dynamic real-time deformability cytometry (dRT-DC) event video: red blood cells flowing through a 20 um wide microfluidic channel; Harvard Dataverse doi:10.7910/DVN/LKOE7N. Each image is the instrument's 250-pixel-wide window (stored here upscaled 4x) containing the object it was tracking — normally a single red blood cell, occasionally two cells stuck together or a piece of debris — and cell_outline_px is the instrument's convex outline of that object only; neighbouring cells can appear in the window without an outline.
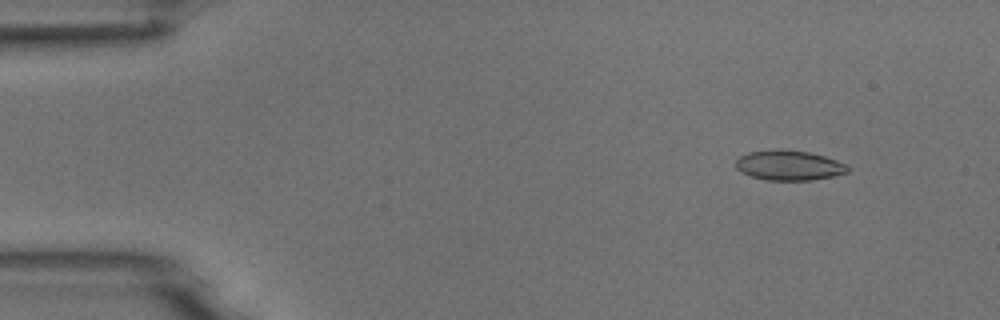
{"species": "common noctule bat (a hibernating species)", "species_latin": "Nyctalus noctula", "temperature_condition": "room temperature", "stored_images_in_passage": 4, "camera_frame_rate_fps": 3000, "um_per_image_px": 0.085, "animal": {"sex": "male", "body_mass_g": 18.8}, "frame": {"image": 1, "passage_image": 1, "time_ms": 0.0, "image_size_px": [1000, 320], "cell_outline_px": [[848, 172], [832, 176], [812, 180], [764, 180], [740, 172], [736, 168], [736, 160], [740, 156], [748, 152], [776, 148], [808, 152], [824, 156], [836, 160], [844, 164], [848, 168]], "centroid_in_image_um": [67.01, 14.04], "position_along_channel_um": 18.0, "area_um2": 19.54}}
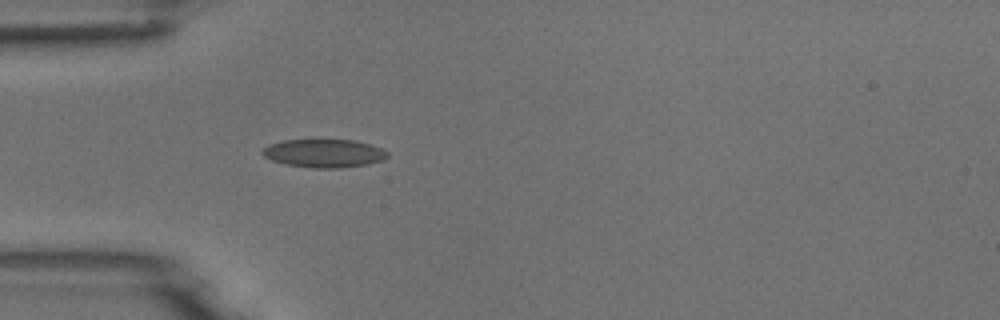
{"frame": {"image": 2, "passage_image": 4, "time_ms": 3.333, "image_size_px": [1000, 320], "cell_outline_px": [[388, 156], [384, 160], [368, 164], [340, 168], [312, 168], [288, 164], [272, 160], [264, 156], [260, 152], [268, 144], [284, 140], [316, 136], [356, 140], [380, 148], [388, 152]], "centroid_in_image_um": [27.52, 12.97], "position_along_channel_um": 57.5, "area_um2": 21.56}}